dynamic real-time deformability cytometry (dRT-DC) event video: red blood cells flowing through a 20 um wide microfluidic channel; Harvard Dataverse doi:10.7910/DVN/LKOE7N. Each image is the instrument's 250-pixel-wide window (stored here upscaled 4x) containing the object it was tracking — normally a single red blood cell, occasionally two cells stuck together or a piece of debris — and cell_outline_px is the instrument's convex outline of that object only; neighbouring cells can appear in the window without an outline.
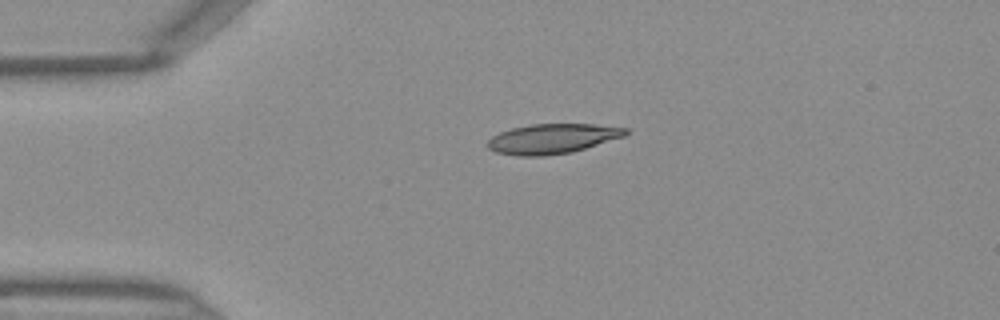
{"species": "Egyptian fruit bat (a non-hibernating species)", "species_latin": "Rousettus aegyptiacus", "temperature_condition": "warm", "stored_images_in_passage": 37, "camera_frame_rate_fps": 3000, "um_per_image_px": 0.085, "frame": {"image": 1, "passage_image": 1, "time_ms": 0.0, "image_size_px": [1000, 320], "cell_outline_px": [[628, 132], [624, 136], [572, 152], [544, 156], [516, 156], [496, 152], [488, 148], [484, 144], [492, 136], [500, 132], [512, 128], [532, 124], [596, 124], [628, 128]], "centroid_in_image_um": [46.91, 11.79], "position_along_channel_um": 38.1, "area_um2": 24.04}}
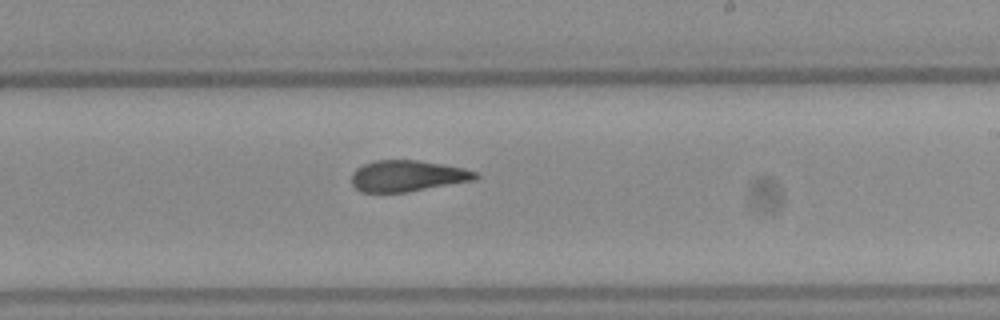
{"frame": {"image": 2, "passage_image": 18, "time_ms": 5.667, "image_size_px": [1000, 320], "cell_outline_px": [[480, 176], [476, 180], [408, 192], [360, 192], [352, 184], [352, 172], [356, 168], [364, 164], [376, 160], [416, 160], [464, 168], [476, 172]], "centroid_in_image_um": [34.64, 14.96], "position_along_channel_um": 254.4, "area_um2": 22.54}}
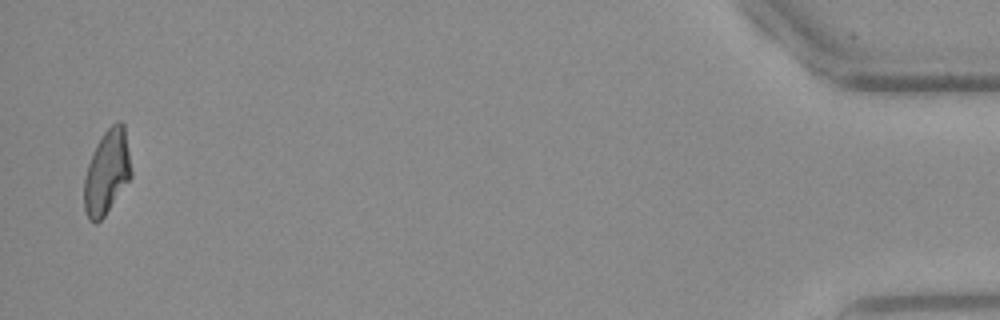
{"frame": {"image": 3, "passage_image": 36, "time_ms": 11.667, "image_size_px": [1000, 320], "cell_outline_px": [[132, 176], [104, 216], [96, 224], [88, 220], [84, 208], [84, 180], [88, 164], [96, 144], [104, 132], [112, 124], [120, 120], [124, 124], [132, 172]], "centroid_in_image_um": [9.08, 14.64], "position_along_channel_um": 426.1, "area_um2": 23.0}}